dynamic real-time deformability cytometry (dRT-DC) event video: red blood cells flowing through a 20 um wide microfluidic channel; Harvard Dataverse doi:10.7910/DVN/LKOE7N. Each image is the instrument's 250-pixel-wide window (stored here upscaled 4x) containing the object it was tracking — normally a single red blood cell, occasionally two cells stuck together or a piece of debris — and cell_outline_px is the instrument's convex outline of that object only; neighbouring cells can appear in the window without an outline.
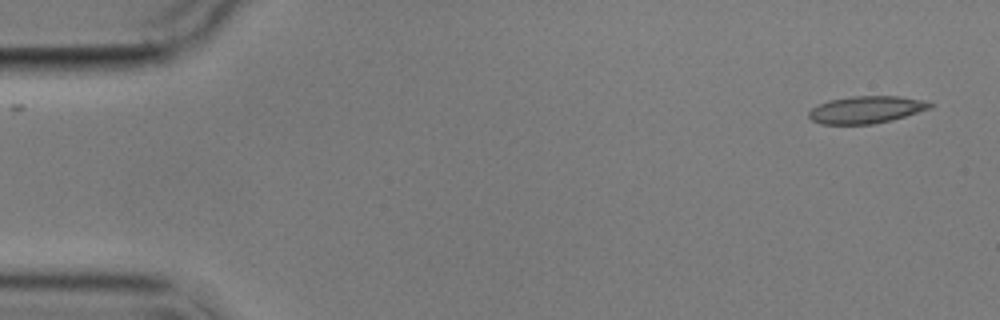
{"species": "common noctule bat (a hibernating species)", "species_latin": "Nyctalus noctula", "temperature_condition": "cold", "stored_images_in_passage": 5, "camera_frame_rate_fps": 3000, "um_per_image_px": 0.085, "animal": {"sex": "male", "body_mass_g": 17.9}, "frame": {"image": 1, "passage_image": 1, "time_ms": 0.0, "image_size_px": [1000, 320], "cell_outline_px": [[936, 104], [932, 108], [892, 120], [872, 124], [820, 124], [812, 120], [808, 116], [808, 112], [812, 108], [828, 100], [852, 96], [900, 96], [924, 100]], "centroid_in_image_um": [73.66, 9.32], "position_along_channel_um": 11.3, "area_um2": 19.36}}
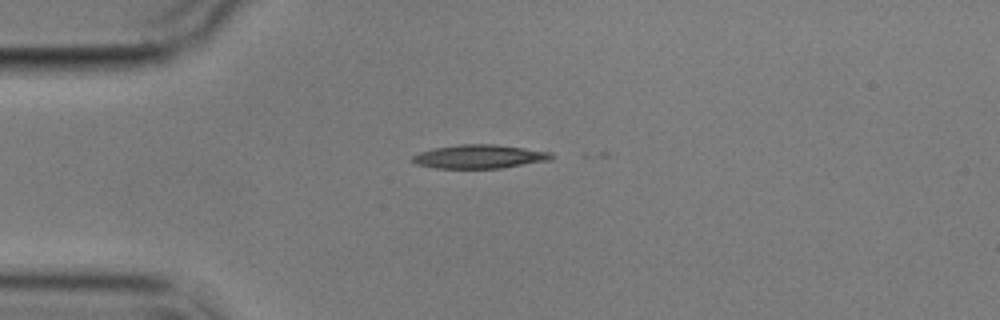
{"frame": {"image": 2, "passage_image": 4, "time_ms": 18.0, "image_size_px": [1000, 320], "cell_outline_px": [[556, 156], [552, 160], [500, 168], [436, 168], [416, 164], [412, 160], [412, 156], [420, 152], [432, 148], [460, 144], [496, 144], [552, 152]], "centroid_in_image_um": [40.79, 13.3], "position_along_channel_um": 44.2, "area_um2": 19.31}}